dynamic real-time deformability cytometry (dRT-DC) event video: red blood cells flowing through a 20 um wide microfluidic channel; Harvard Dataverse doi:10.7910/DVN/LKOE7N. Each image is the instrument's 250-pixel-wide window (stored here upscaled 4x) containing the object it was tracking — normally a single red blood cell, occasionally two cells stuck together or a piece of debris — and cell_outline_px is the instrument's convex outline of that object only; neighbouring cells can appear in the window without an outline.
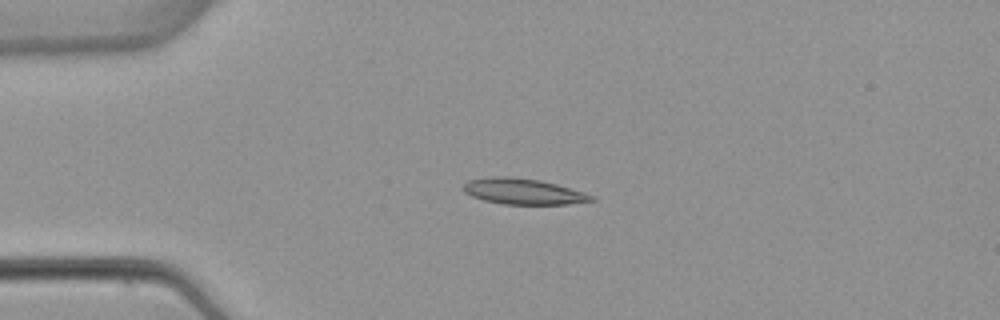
{"species": "common noctule bat (a hibernating species)", "species_latin": "Nyctalus noctula", "temperature_condition": "warm", "stored_images_in_passage": 4, "camera_frame_rate_fps": 3000, "um_per_image_px": 0.085, "animal": {"sex": "female", "body_mass_g": 22.7, "forearm_length_mm": 54.2}, "frame": {"image": 1, "passage_image": 4, "time_ms": 3.667, "image_size_px": [1000, 320], "cell_outline_px": [[596, 200], [568, 204], [504, 204], [484, 200], [472, 196], [464, 192], [460, 188], [468, 180], [488, 176], [508, 176], [540, 180], [556, 184], [584, 192], [596, 196]], "centroid_in_image_um": [44.45, 16.26], "position_along_channel_um": 40.5, "area_um2": 19.42}}